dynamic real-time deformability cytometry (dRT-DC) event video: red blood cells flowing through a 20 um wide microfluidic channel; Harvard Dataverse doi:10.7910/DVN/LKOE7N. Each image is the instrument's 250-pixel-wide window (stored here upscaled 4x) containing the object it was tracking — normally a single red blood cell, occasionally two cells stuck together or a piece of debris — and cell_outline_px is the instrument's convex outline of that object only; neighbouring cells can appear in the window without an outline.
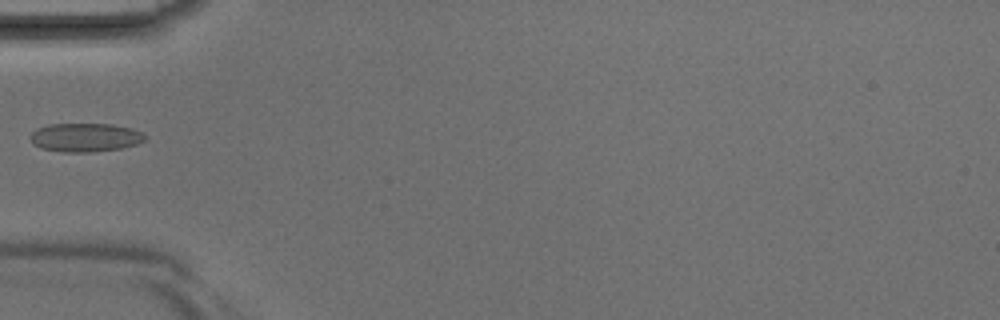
{"species": "Egyptian fruit bat (a non-hibernating species)", "species_latin": "Rousettus aegyptiacus", "temperature_condition": "room temperature", "stored_images_in_passage": 4, "camera_frame_rate_fps": 3000, "um_per_image_px": 0.085, "animal": {"sex": "male"}, "frame": {"image": 1, "passage_image": 4, "time_ms": 1.0, "image_size_px": [1000, 320], "cell_outline_px": [[148, 136], [144, 140], [136, 144], [120, 148], [92, 152], [60, 152], [40, 148], [32, 144], [28, 136], [36, 128], [48, 124], [112, 124], [132, 128]], "centroid_in_image_um": [7.19, 11.68], "position_along_channel_um": 77.8, "area_um2": 19.36}}